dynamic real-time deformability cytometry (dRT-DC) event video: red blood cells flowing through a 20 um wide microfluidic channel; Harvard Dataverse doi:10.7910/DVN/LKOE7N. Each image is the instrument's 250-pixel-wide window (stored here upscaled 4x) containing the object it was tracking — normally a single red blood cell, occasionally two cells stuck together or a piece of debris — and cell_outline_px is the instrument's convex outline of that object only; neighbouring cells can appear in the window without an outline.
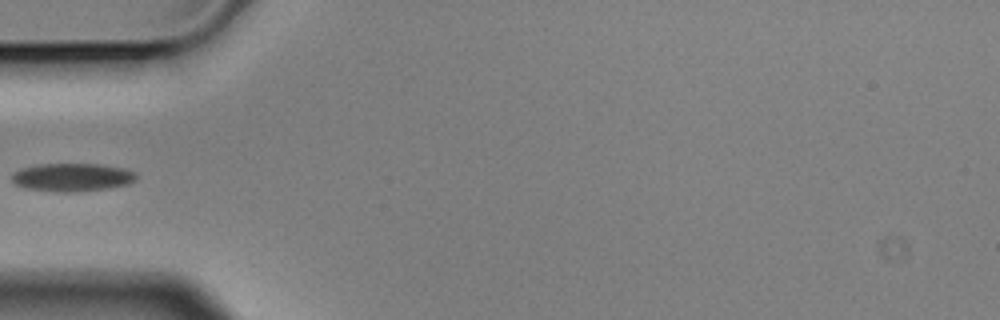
{"species": "Egyptian fruit bat (a non-hibernating species)", "species_latin": "Rousettus aegyptiacus", "temperature_condition": "cold", "stored_images_in_passage": 1, "camera_frame_rate_fps": 3000, "um_per_image_px": 0.085, "animal": {"sex": "male"}, "frame": {"image": 1, "passage_image": 1, "time_ms": 0.0, "image_size_px": [1000, 320], "cell_outline_px": [[136, 180], [128, 184], [108, 188], [80, 192], [56, 192], [24, 188], [16, 184], [12, 180], [12, 172], [20, 168], [36, 164], [100, 164], [124, 168], [136, 172]], "centroid_in_image_um": [6.12, 15.07], "position_along_channel_um": 78.9, "area_um2": 20.69}}